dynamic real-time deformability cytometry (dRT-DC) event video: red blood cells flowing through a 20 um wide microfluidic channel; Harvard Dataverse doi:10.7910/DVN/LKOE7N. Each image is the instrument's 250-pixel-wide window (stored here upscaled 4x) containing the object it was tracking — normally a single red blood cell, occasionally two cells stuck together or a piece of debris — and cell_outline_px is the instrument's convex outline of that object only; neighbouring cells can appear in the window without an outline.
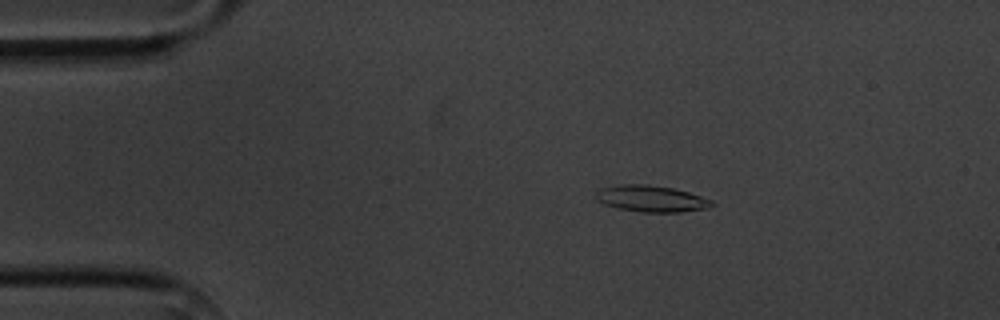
{"species": "common noctule bat (a hibernating species)", "species_latin": "Nyctalus noctula", "temperature_condition": "cold", "stored_images_in_passage": 4, "camera_frame_rate_fps": 3000, "um_per_image_px": 0.085, "animal": {"sex": "male", "body_mass_g": 20.1, "forearm_length_mm": 53.5}, "frame": {"image": 1, "passage_image": 3, "time_ms": 2.667, "image_size_px": [1000, 320], "cell_outline_px": [[716, 204], [708, 208], [680, 212], [644, 212], [620, 208], [604, 204], [596, 200], [596, 192], [600, 188], [620, 184], [648, 184], [672, 188], [688, 192], [712, 200]], "centroid_in_image_um": [55.36, 16.88], "position_along_channel_um": 29.6, "area_um2": 17.8}}